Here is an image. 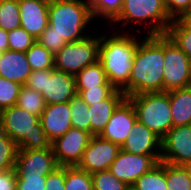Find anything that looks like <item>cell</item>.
<instances>
[{"label":"cell","mask_w":191,"mask_h":190,"mask_svg":"<svg viewBox=\"0 0 191 190\" xmlns=\"http://www.w3.org/2000/svg\"><path fill=\"white\" fill-rule=\"evenodd\" d=\"M184 166L191 162V124L172 127L161 140V160Z\"/></svg>","instance_id":"cell-11"},{"label":"cell","mask_w":191,"mask_h":190,"mask_svg":"<svg viewBox=\"0 0 191 190\" xmlns=\"http://www.w3.org/2000/svg\"><path fill=\"white\" fill-rule=\"evenodd\" d=\"M22 85L0 76V111L17 104Z\"/></svg>","instance_id":"cell-34"},{"label":"cell","mask_w":191,"mask_h":190,"mask_svg":"<svg viewBox=\"0 0 191 190\" xmlns=\"http://www.w3.org/2000/svg\"><path fill=\"white\" fill-rule=\"evenodd\" d=\"M45 190H65V166H58L46 177Z\"/></svg>","instance_id":"cell-39"},{"label":"cell","mask_w":191,"mask_h":190,"mask_svg":"<svg viewBox=\"0 0 191 190\" xmlns=\"http://www.w3.org/2000/svg\"><path fill=\"white\" fill-rule=\"evenodd\" d=\"M133 186L137 190H167L165 162L159 161L147 173L141 175Z\"/></svg>","instance_id":"cell-23"},{"label":"cell","mask_w":191,"mask_h":190,"mask_svg":"<svg viewBox=\"0 0 191 190\" xmlns=\"http://www.w3.org/2000/svg\"><path fill=\"white\" fill-rule=\"evenodd\" d=\"M173 127L191 124V86L169 91Z\"/></svg>","instance_id":"cell-21"},{"label":"cell","mask_w":191,"mask_h":190,"mask_svg":"<svg viewBox=\"0 0 191 190\" xmlns=\"http://www.w3.org/2000/svg\"><path fill=\"white\" fill-rule=\"evenodd\" d=\"M121 150L139 155H161V139L137 119Z\"/></svg>","instance_id":"cell-18"},{"label":"cell","mask_w":191,"mask_h":190,"mask_svg":"<svg viewBox=\"0 0 191 190\" xmlns=\"http://www.w3.org/2000/svg\"><path fill=\"white\" fill-rule=\"evenodd\" d=\"M48 16L52 32L63 37L67 43L85 39L84 29L93 19L89 0L50 1ZM83 32L85 35L81 34Z\"/></svg>","instance_id":"cell-4"},{"label":"cell","mask_w":191,"mask_h":190,"mask_svg":"<svg viewBox=\"0 0 191 190\" xmlns=\"http://www.w3.org/2000/svg\"><path fill=\"white\" fill-rule=\"evenodd\" d=\"M93 190H125L128 186L117 179L109 170L91 174Z\"/></svg>","instance_id":"cell-33"},{"label":"cell","mask_w":191,"mask_h":190,"mask_svg":"<svg viewBox=\"0 0 191 190\" xmlns=\"http://www.w3.org/2000/svg\"><path fill=\"white\" fill-rule=\"evenodd\" d=\"M93 18L101 17L111 22L121 11L122 0H89Z\"/></svg>","instance_id":"cell-32"},{"label":"cell","mask_w":191,"mask_h":190,"mask_svg":"<svg viewBox=\"0 0 191 190\" xmlns=\"http://www.w3.org/2000/svg\"><path fill=\"white\" fill-rule=\"evenodd\" d=\"M98 62L102 65L111 85L128 97V82L138 42L135 36L116 34L112 37L100 35ZM108 37V38H107Z\"/></svg>","instance_id":"cell-2"},{"label":"cell","mask_w":191,"mask_h":190,"mask_svg":"<svg viewBox=\"0 0 191 190\" xmlns=\"http://www.w3.org/2000/svg\"><path fill=\"white\" fill-rule=\"evenodd\" d=\"M32 70L26 52L7 50L0 55V76L25 85Z\"/></svg>","instance_id":"cell-19"},{"label":"cell","mask_w":191,"mask_h":190,"mask_svg":"<svg viewBox=\"0 0 191 190\" xmlns=\"http://www.w3.org/2000/svg\"><path fill=\"white\" fill-rule=\"evenodd\" d=\"M26 58L32 71L54 68V55L38 41L26 51Z\"/></svg>","instance_id":"cell-24"},{"label":"cell","mask_w":191,"mask_h":190,"mask_svg":"<svg viewBox=\"0 0 191 190\" xmlns=\"http://www.w3.org/2000/svg\"><path fill=\"white\" fill-rule=\"evenodd\" d=\"M164 5L169 16L177 19L191 9V0H164Z\"/></svg>","instance_id":"cell-40"},{"label":"cell","mask_w":191,"mask_h":190,"mask_svg":"<svg viewBox=\"0 0 191 190\" xmlns=\"http://www.w3.org/2000/svg\"><path fill=\"white\" fill-rule=\"evenodd\" d=\"M36 41L47 48L53 55H55L67 43L63 37L52 32V27L50 25L46 27Z\"/></svg>","instance_id":"cell-38"},{"label":"cell","mask_w":191,"mask_h":190,"mask_svg":"<svg viewBox=\"0 0 191 190\" xmlns=\"http://www.w3.org/2000/svg\"><path fill=\"white\" fill-rule=\"evenodd\" d=\"M189 58H191V29L179 18L173 19L165 33Z\"/></svg>","instance_id":"cell-26"},{"label":"cell","mask_w":191,"mask_h":190,"mask_svg":"<svg viewBox=\"0 0 191 190\" xmlns=\"http://www.w3.org/2000/svg\"><path fill=\"white\" fill-rule=\"evenodd\" d=\"M185 169L187 170L190 180H191V162L184 165Z\"/></svg>","instance_id":"cell-44"},{"label":"cell","mask_w":191,"mask_h":190,"mask_svg":"<svg viewBox=\"0 0 191 190\" xmlns=\"http://www.w3.org/2000/svg\"><path fill=\"white\" fill-rule=\"evenodd\" d=\"M65 190H93L91 174L77 166H65Z\"/></svg>","instance_id":"cell-29"},{"label":"cell","mask_w":191,"mask_h":190,"mask_svg":"<svg viewBox=\"0 0 191 190\" xmlns=\"http://www.w3.org/2000/svg\"><path fill=\"white\" fill-rule=\"evenodd\" d=\"M17 153V144L0 130V170L5 172L15 168Z\"/></svg>","instance_id":"cell-31"},{"label":"cell","mask_w":191,"mask_h":190,"mask_svg":"<svg viewBox=\"0 0 191 190\" xmlns=\"http://www.w3.org/2000/svg\"><path fill=\"white\" fill-rule=\"evenodd\" d=\"M70 112L69 102L45 106L39 122L51 143L72 127Z\"/></svg>","instance_id":"cell-17"},{"label":"cell","mask_w":191,"mask_h":190,"mask_svg":"<svg viewBox=\"0 0 191 190\" xmlns=\"http://www.w3.org/2000/svg\"><path fill=\"white\" fill-rule=\"evenodd\" d=\"M17 106L27 110L30 114L41 116L46 103L41 93L23 85L17 99Z\"/></svg>","instance_id":"cell-25"},{"label":"cell","mask_w":191,"mask_h":190,"mask_svg":"<svg viewBox=\"0 0 191 190\" xmlns=\"http://www.w3.org/2000/svg\"><path fill=\"white\" fill-rule=\"evenodd\" d=\"M125 98L121 90L115 89L106 99L89 105L90 133L93 136L101 134L113 111Z\"/></svg>","instance_id":"cell-20"},{"label":"cell","mask_w":191,"mask_h":190,"mask_svg":"<svg viewBox=\"0 0 191 190\" xmlns=\"http://www.w3.org/2000/svg\"><path fill=\"white\" fill-rule=\"evenodd\" d=\"M75 78L76 89L99 88V85H111L102 65L98 61L85 67Z\"/></svg>","instance_id":"cell-22"},{"label":"cell","mask_w":191,"mask_h":190,"mask_svg":"<svg viewBox=\"0 0 191 190\" xmlns=\"http://www.w3.org/2000/svg\"><path fill=\"white\" fill-rule=\"evenodd\" d=\"M8 42L9 50L26 52L36 42V39L19 27L8 32Z\"/></svg>","instance_id":"cell-35"},{"label":"cell","mask_w":191,"mask_h":190,"mask_svg":"<svg viewBox=\"0 0 191 190\" xmlns=\"http://www.w3.org/2000/svg\"><path fill=\"white\" fill-rule=\"evenodd\" d=\"M100 37L87 36L85 39L66 43L54 55V68L76 76L85 67L98 61Z\"/></svg>","instance_id":"cell-8"},{"label":"cell","mask_w":191,"mask_h":190,"mask_svg":"<svg viewBox=\"0 0 191 190\" xmlns=\"http://www.w3.org/2000/svg\"><path fill=\"white\" fill-rule=\"evenodd\" d=\"M163 91L191 86L190 58L164 34Z\"/></svg>","instance_id":"cell-9"},{"label":"cell","mask_w":191,"mask_h":190,"mask_svg":"<svg viewBox=\"0 0 191 190\" xmlns=\"http://www.w3.org/2000/svg\"><path fill=\"white\" fill-rule=\"evenodd\" d=\"M127 98L135 108L137 119L162 140L173 127L169 91L142 93Z\"/></svg>","instance_id":"cell-5"},{"label":"cell","mask_w":191,"mask_h":190,"mask_svg":"<svg viewBox=\"0 0 191 190\" xmlns=\"http://www.w3.org/2000/svg\"><path fill=\"white\" fill-rule=\"evenodd\" d=\"M136 120L135 108L126 97L113 111L112 116L99 136L121 147L130 134Z\"/></svg>","instance_id":"cell-14"},{"label":"cell","mask_w":191,"mask_h":190,"mask_svg":"<svg viewBox=\"0 0 191 190\" xmlns=\"http://www.w3.org/2000/svg\"><path fill=\"white\" fill-rule=\"evenodd\" d=\"M120 150L119 145L100 136H92L77 167L89 174L109 170Z\"/></svg>","instance_id":"cell-13"},{"label":"cell","mask_w":191,"mask_h":190,"mask_svg":"<svg viewBox=\"0 0 191 190\" xmlns=\"http://www.w3.org/2000/svg\"><path fill=\"white\" fill-rule=\"evenodd\" d=\"M172 20L165 8L164 0H122L121 11L111 23L122 22L123 25L135 22L145 23L146 26L150 21L148 35H161L166 33Z\"/></svg>","instance_id":"cell-6"},{"label":"cell","mask_w":191,"mask_h":190,"mask_svg":"<svg viewBox=\"0 0 191 190\" xmlns=\"http://www.w3.org/2000/svg\"><path fill=\"white\" fill-rule=\"evenodd\" d=\"M40 117L14 105L0 111V130L7 134L18 149H45L51 147Z\"/></svg>","instance_id":"cell-3"},{"label":"cell","mask_w":191,"mask_h":190,"mask_svg":"<svg viewBox=\"0 0 191 190\" xmlns=\"http://www.w3.org/2000/svg\"><path fill=\"white\" fill-rule=\"evenodd\" d=\"M92 134L71 127L63 136L51 143L59 166H77L87 148Z\"/></svg>","instance_id":"cell-10"},{"label":"cell","mask_w":191,"mask_h":190,"mask_svg":"<svg viewBox=\"0 0 191 190\" xmlns=\"http://www.w3.org/2000/svg\"><path fill=\"white\" fill-rule=\"evenodd\" d=\"M71 125L90 133L89 105L76 94L70 101Z\"/></svg>","instance_id":"cell-27"},{"label":"cell","mask_w":191,"mask_h":190,"mask_svg":"<svg viewBox=\"0 0 191 190\" xmlns=\"http://www.w3.org/2000/svg\"><path fill=\"white\" fill-rule=\"evenodd\" d=\"M164 34L148 35L134 54L128 97L163 91Z\"/></svg>","instance_id":"cell-1"},{"label":"cell","mask_w":191,"mask_h":190,"mask_svg":"<svg viewBox=\"0 0 191 190\" xmlns=\"http://www.w3.org/2000/svg\"><path fill=\"white\" fill-rule=\"evenodd\" d=\"M167 190H191V180L184 166L165 162Z\"/></svg>","instance_id":"cell-28"},{"label":"cell","mask_w":191,"mask_h":190,"mask_svg":"<svg viewBox=\"0 0 191 190\" xmlns=\"http://www.w3.org/2000/svg\"><path fill=\"white\" fill-rule=\"evenodd\" d=\"M179 19L191 29V9L186 11Z\"/></svg>","instance_id":"cell-43"},{"label":"cell","mask_w":191,"mask_h":190,"mask_svg":"<svg viewBox=\"0 0 191 190\" xmlns=\"http://www.w3.org/2000/svg\"><path fill=\"white\" fill-rule=\"evenodd\" d=\"M58 166L52 146L35 150L18 149L16 174L48 175Z\"/></svg>","instance_id":"cell-15"},{"label":"cell","mask_w":191,"mask_h":190,"mask_svg":"<svg viewBox=\"0 0 191 190\" xmlns=\"http://www.w3.org/2000/svg\"><path fill=\"white\" fill-rule=\"evenodd\" d=\"M42 94L46 105L69 102L76 94V78L55 68L34 70L25 84Z\"/></svg>","instance_id":"cell-7"},{"label":"cell","mask_w":191,"mask_h":190,"mask_svg":"<svg viewBox=\"0 0 191 190\" xmlns=\"http://www.w3.org/2000/svg\"><path fill=\"white\" fill-rule=\"evenodd\" d=\"M47 175L17 174L16 190H45Z\"/></svg>","instance_id":"cell-37"},{"label":"cell","mask_w":191,"mask_h":190,"mask_svg":"<svg viewBox=\"0 0 191 190\" xmlns=\"http://www.w3.org/2000/svg\"><path fill=\"white\" fill-rule=\"evenodd\" d=\"M9 50L8 32L0 28V52Z\"/></svg>","instance_id":"cell-42"},{"label":"cell","mask_w":191,"mask_h":190,"mask_svg":"<svg viewBox=\"0 0 191 190\" xmlns=\"http://www.w3.org/2000/svg\"><path fill=\"white\" fill-rule=\"evenodd\" d=\"M77 94L88 104L92 105L106 99L115 88L112 85H99V88L76 89Z\"/></svg>","instance_id":"cell-36"},{"label":"cell","mask_w":191,"mask_h":190,"mask_svg":"<svg viewBox=\"0 0 191 190\" xmlns=\"http://www.w3.org/2000/svg\"><path fill=\"white\" fill-rule=\"evenodd\" d=\"M49 3L50 1L47 0H24L18 2L20 27L36 40L49 25Z\"/></svg>","instance_id":"cell-16"},{"label":"cell","mask_w":191,"mask_h":190,"mask_svg":"<svg viewBox=\"0 0 191 190\" xmlns=\"http://www.w3.org/2000/svg\"><path fill=\"white\" fill-rule=\"evenodd\" d=\"M16 180L15 168L5 172L0 170V190H16Z\"/></svg>","instance_id":"cell-41"},{"label":"cell","mask_w":191,"mask_h":190,"mask_svg":"<svg viewBox=\"0 0 191 190\" xmlns=\"http://www.w3.org/2000/svg\"><path fill=\"white\" fill-rule=\"evenodd\" d=\"M125 190H137L133 185H129L125 188Z\"/></svg>","instance_id":"cell-45"},{"label":"cell","mask_w":191,"mask_h":190,"mask_svg":"<svg viewBox=\"0 0 191 190\" xmlns=\"http://www.w3.org/2000/svg\"><path fill=\"white\" fill-rule=\"evenodd\" d=\"M20 27L19 4L17 0H0V28L9 32Z\"/></svg>","instance_id":"cell-30"},{"label":"cell","mask_w":191,"mask_h":190,"mask_svg":"<svg viewBox=\"0 0 191 190\" xmlns=\"http://www.w3.org/2000/svg\"><path fill=\"white\" fill-rule=\"evenodd\" d=\"M161 160V155H139L120 150L109 171L125 184L133 183Z\"/></svg>","instance_id":"cell-12"}]
</instances>
